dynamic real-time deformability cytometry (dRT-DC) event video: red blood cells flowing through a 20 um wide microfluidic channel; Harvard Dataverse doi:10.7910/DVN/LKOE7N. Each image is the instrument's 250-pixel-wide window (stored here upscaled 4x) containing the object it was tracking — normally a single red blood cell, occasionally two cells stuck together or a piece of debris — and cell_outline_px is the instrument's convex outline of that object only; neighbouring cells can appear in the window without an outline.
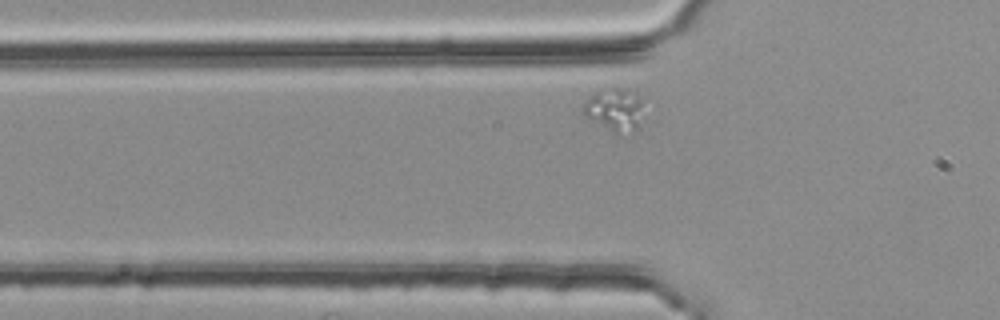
{"species": "common noctule bat (a hibernating species)", "species_latin": "Nyctalus noctula", "temperature_condition": "room temperature", "stored_images_in_passage": 34, "camera_frame_rate_fps": 3000, "um_per_image_px": 0.085, "animal": {"sex": "female", "body_mass_g": 25.1}, "frame": {"image": 1, "passage_image": 4, "time_ms": 1.0, "image_size_px": [1000, 320], "cell_outline_px": [[640, 104], [636, 132], [620, 136], [616, 136], [584, 116], [584, 104], [596, 92], [608, 88], [616, 88], [636, 92], [640, 96]], "centroid_in_image_um": [52.22, 9.39], "position_along_channel_um": 73.6, "area_um2": 14.85}}